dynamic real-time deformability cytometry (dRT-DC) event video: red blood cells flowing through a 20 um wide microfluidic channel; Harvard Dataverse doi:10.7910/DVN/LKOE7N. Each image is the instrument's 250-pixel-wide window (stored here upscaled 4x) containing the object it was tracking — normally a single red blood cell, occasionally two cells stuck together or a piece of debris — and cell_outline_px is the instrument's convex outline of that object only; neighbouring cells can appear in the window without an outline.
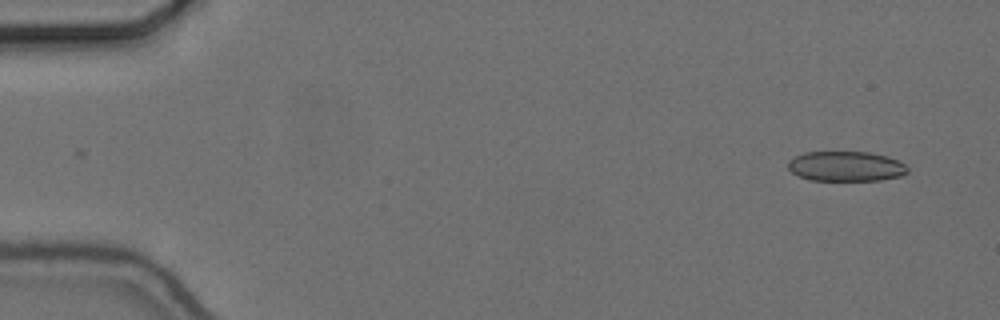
{"species": "common noctule bat (a hibernating species)", "species_latin": "Nyctalus noctula", "temperature_condition": "cold", "stored_images_in_passage": 53, "camera_frame_rate_fps": 3000, "um_per_image_px": 0.085, "animal": {"sex": "female", "body_mass_g": 24.6, "forearm_length_mm": 56.2}, "frame": {"image": 1, "passage_image": 1, "time_ms": 0.0, "image_size_px": [1000, 320], "cell_outline_px": [[908, 172], [900, 176], [880, 180], [812, 180], [800, 176], [792, 172], [788, 168], [788, 160], [804, 152], [872, 152], [888, 156], [904, 164], [908, 168]], "centroid_in_image_um": [71.91, 14.13], "position_along_channel_um": 13.1, "area_um2": 20.81}}
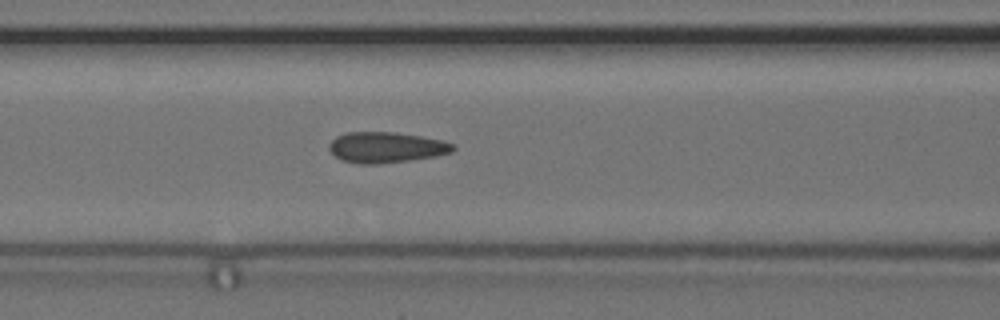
{"frame": {"image": 2, "passage_image": 21, "time_ms": 6.667, "image_size_px": [1000, 320], "cell_outline_px": [[456, 148], [452, 152], [436, 156], [408, 160], [376, 164], [360, 164], [340, 160], [328, 148], [328, 144], [336, 136], [348, 132], [392, 132], [420, 136], [440, 140], [452, 144]], "centroid_in_image_um": [32.78, 12.53], "position_along_channel_um": 133.8, "area_um2": 22.02}}
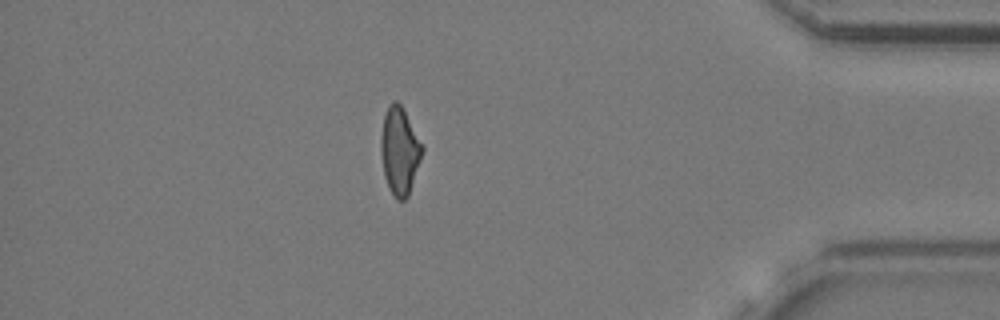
{"frame": {"image": 3, "passage_image": 46, "time_ms": 15.0, "image_size_px": [1000, 320], "cell_outline_px": [[424, 148], [408, 196], [404, 200], [396, 200], [384, 176], [380, 152], [380, 136], [384, 116], [388, 104], [392, 100], [396, 100], [400, 104], [424, 144]], "centroid_in_image_um": [33.96, 12.78], "position_along_channel_um": 401.2, "area_um2": 21.1}, "authors_computed_cell_mechanics": {"area_um2": 21.7906, "velocity_mm_per_s": 3.6718, "shape_relaxation_time_tau1_ms": null, "shape_relaxation_time_tau2_ms": 2.1265, "deformation_change_tau1": null, "deformation_change_tau2": 0.0693}}